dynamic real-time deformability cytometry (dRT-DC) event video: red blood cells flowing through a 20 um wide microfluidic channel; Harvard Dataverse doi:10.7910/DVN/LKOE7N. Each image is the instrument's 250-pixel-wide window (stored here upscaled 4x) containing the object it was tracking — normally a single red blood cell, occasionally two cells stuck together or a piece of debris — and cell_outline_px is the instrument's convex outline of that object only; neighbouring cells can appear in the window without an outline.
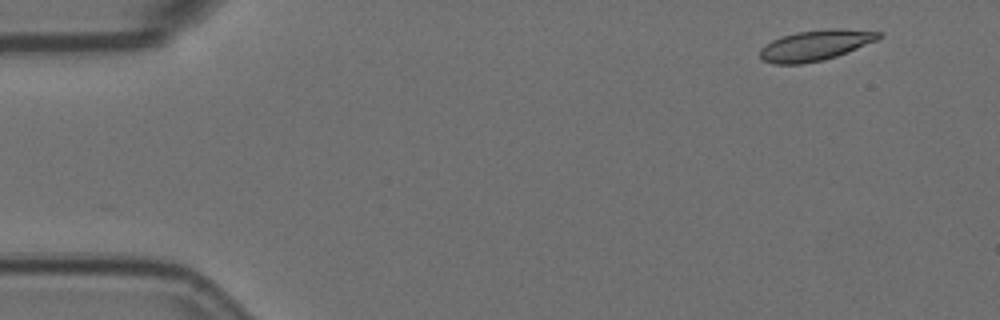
{"species": "Egyptian fruit bat (a non-hibernating species)", "species_latin": "Rousettus aegyptiacus", "temperature_condition": "room temperature", "stored_images_in_passage": 6, "camera_frame_rate_fps": 3000, "um_per_image_px": 0.085, "animal": {"sex": "female"}, "frame": {"image": 1, "passage_image": 2, "time_ms": 0.333, "image_size_px": [1000, 320], "cell_outline_px": [[884, 32], [876, 40], [836, 56], [824, 60], [800, 64], [772, 64], [764, 60], [760, 56], [760, 48], [772, 40], [780, 36], [796, 32], [828, 28], [840, 28]], "centroid_in_image_um": [69.28, 3.84], "position_along_channel_um": 15.7, "area_um2": 21.1}}
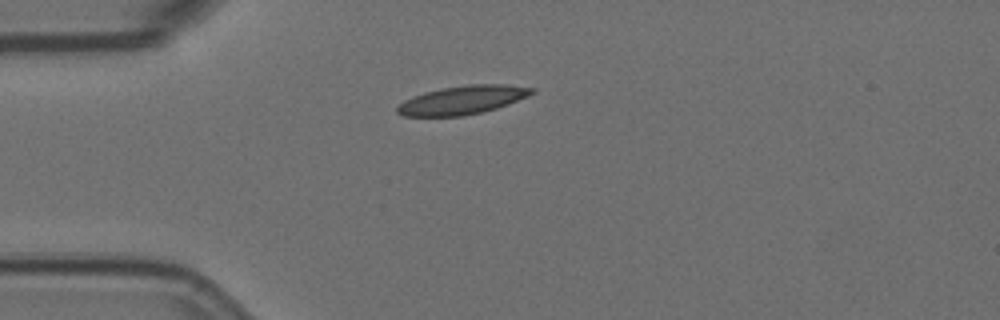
{"frame": {"image": 2, "passage_image": 5, "time_ms": 1.333, "image_size_px": [1000, 320], "cell_outline_px": [[536, 92], [528, 96], [508, 104], [496, 108], [464, 116], [404, 116], [396, 112], [396, 108], [404, 100], [412, 96], [424, 92], [440, 88], [468, 84], [504, 84], [536, 88]], "centroid_in_image_um": [39.31, 8.49], "position_along_channel_um": 45.7, "area_um2": 22.48}}
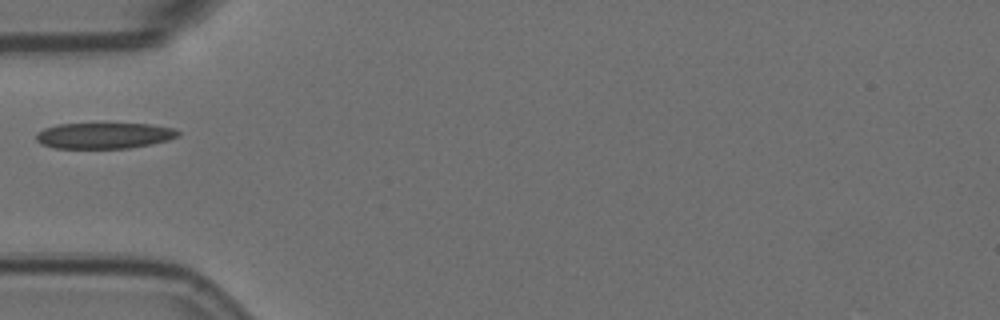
{"frame": {"image": 3, "passage_image": 6, "time_ms": 1.667, "image_size_px": [1000, 320], "cell_outline_px": [[180, 136], [168, 140], [152, 144], [128, 148], [56, 148], [40, 144], [36, 140], [36, 132], [44, 128], [56, 124], [152, 124], [176, 128], [180, 132]], "centroid_in_image_um": [8.87, 11.52], "position_along_channel_um": 76.1, "area_um2": 21.62}}